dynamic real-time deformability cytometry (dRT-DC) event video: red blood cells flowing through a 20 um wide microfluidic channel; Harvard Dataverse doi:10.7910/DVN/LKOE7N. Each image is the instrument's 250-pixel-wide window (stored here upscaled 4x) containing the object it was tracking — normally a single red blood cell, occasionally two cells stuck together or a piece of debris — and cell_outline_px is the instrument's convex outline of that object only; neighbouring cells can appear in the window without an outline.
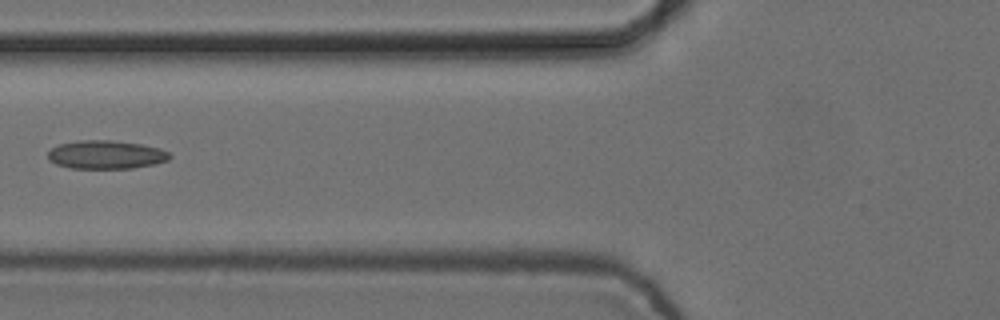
{"species": "common noctule bat (a hibernating species)", "species_latin": "Nyctalus noctula", "temperature_condition": "cold", "stored_images_in_passage": 6, "camera_frame_rate_fps": 3000, "um_per_image_px": 0.085, "animal": {"sex": "female", "body_mass_g": 24.6, "forearm_length_mm": 56.2}, "frame": {"image": 1, "passage_image": 6, "time_ms": 1.667, "image_size_px": [1000, 320], "cell_outline_px": [[172, 156], [168, 160], [152, 164], [132, 168], [72, 168], [56, 164], [48, 160], [48, 152], [56, 144], [80, 140], [112, 140], [140, 144], [160, 148], [168, 152]], "centroid_in_image_um": [8.98, 13.14], "position_along_channel_um": 116.8, "area_um2": 20.17}}